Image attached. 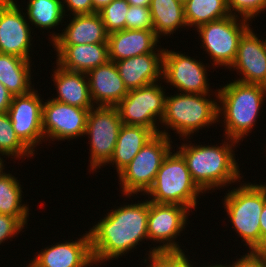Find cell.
Segmentation results:
<instances>
[{"mask_svg": "<svg viewBox=\"0 0 266 267\" xmlns=\"http://www.w3.org/2000/svg\"><path fill=\"white\" fill-rule=\"evenodd\" d=\"M177 1H179V2H181V3H183V4H185L188 0H177Z\"/></svg>", "mask_w": 266, "mask_h": 267, "instance_id": "cell-47", "label": "cell"}, {"mask_svg": "<svg viewBox=\"0 0 266 267\" xmlns=\"http://www.w3.org/2000/svg\"><path fill=\"white\" fill-rule=\"evenodd\" d=\"M261 251H266V201L260 214Z\"/></svg>", "mask_w": 266, "mask_h": 267, "instance_id": "cell-40", "label": "cell"}, {"mask_svg": "<svg viewBox=\"0 0 266 267\" xmlns=\"http://www.w3.org/2000/svg\"><path fill=\"white\" fill-rule=\"evenodd\" d=\"M25 225L17 218L10 215L0 214V245L8 239L16 237Z\"/></svg>", "mask_w": 266, "mask_h": 267, "instance_id": "cell-34", "label": "cell"}, {"mask_svg": "<svg viewBox=\"0 0 266 267\" xmlns=\"http://www.w3.org/2000/svg\"><path fill=\"white\" fill-rule=\"evenodd\" d=\"M159 39L153 30L125 29L109 33V60L116 62L147 53H164L165 48L157 47Z\"/></svg>", "mask_w": 266, "mask_h": 267, "instance_id": "cell-19", "label": "cell"}, {"mask_svg": "<svg viewBox=\"0 0 266 267\" xmlns=\"http://www.w3.org/2000/svg\"><path fill=\"white\" fill-rule=\"evenodd\" d=\"M115 208L88 231L93 262L97 266L125 256L144 239L148 241V200L126 202Z\"/></svg>", "mask_w": 266, "mask_h": 267, "instance_id": "cell-1", "label": "cell"}, {"mask_svg": "<svg viewBox=\"0 0 266 267\" xmlns=\"http://www.w3.org/2000/svg\"><path fill=\"white\" fill-rule=\"evenodd\" d=\"M122 121L116 107L95 106L88 112L85 136L90 141V171L108 166Z\"/></svg>", "mask_w": 266, "mask_h": 267, "instance_id": "cell-10", "label": "cell"}, {"mask_svg": "<svg viewBox=\"0 0 266 267\" xmlns=\"http://www.w3.org/2000/svg\"><path fill=\"white\" fill-rule=\"evenodd\" d=\"M187 257L183 250L170 251V267H193V263Z\"/></svg>", "mask_w": 266, "mask_h": 267, "instance_id": "cell-38", "label": "cell"}, {"mask_svg": "<svg viewBox=\"0 0 266 267\" xmlns=\"http://www.w3.org/2000/svg\"><path fill=\"white\" fill-rule=\"evenodd\" d=\"M243 182L228 189L222 205L243 246L247 245L249 251H261L260 214L266 201V184Z\"/></svg>", "mask_w": 266, "mask_h": 267, "instance_id": "cell-5", "label": "cell"}, {"mask_svg": "<svg viewBox=\"0 0 266 267\" xmlns=\"http://www.w3.org/2000/svg\"><path fill=\"white\" fill-rule=\"evenodd\" d=\"M184 12L188 29H196L202 24L230 15L227 0H188L184 4Z\"/></svg>", "mask_w": 266, "mask_h": 267, "instance_id": "cell-29", "label": "cell"}, {"mask_svg": "<svg viewBox=\"0 0 266 267\" xmlns=\"http://www.w3.org/2000/svg\"><path fill=\"white\" fill-rule=\"evenodd\" d=\"M153 31L161 39L187 27L184 4L177 0H151Z\"/></svg>", "mask_w": 266, "mask_h": 267, "instance_id": "cell-26", "label": "cell"}, {"mask_svg": "<svg viewBox=\"0 0 266 267\" xmlns=\"http://www.w3.org/2000/svg\"><path fill=\"white\" fill-rule=\"evenodd\" d=\"M201 193L204 194L193 181L183 157L177 151L171 150L164 158L152 187L145 195L154 203L177 204L195 211Z\"/></svg>", "mask_w": 266, "mask_h": 267, "instance_id": "cell-6", "label": "cell"}, {"mask_svg": "<svg viewBox=\"0 0 266 267\" xmlns=\"http://www.w3.org/2000/svg\"><path fill=\"white\" fill-rule=\"evenodd\" d=\"M163 87L155 82L129 90L115 106L122 124L142 126L151 129L155 134L160 133L158 126L164 116L166 99V89Z\"/></svg>", "mask_w": 266, "mask_h": 267, "instance_id": "cell-9", "label": "cell"}, {"mask_svg": "<svg viewBox=\"0 0 266 267\" xmlns=\"http://www.w3.org/2000/svg\"><path fill=\"white\" fill-rule=\"evenodd\" d=\"M200 267H202V266H200ZM203 267H226V265L225 264L223 265V264H219L218 263V264H215V265L214 264H211V265H208V266L207 265H204Z\"/></svg>", "mask_w": 266, "mask_h": 267, "instance_id": "cell-45", "label": "cell"}, {"mask_svg": "<svg viewBox=\"0 0 266 267\" xmlns=\"http://www.w3.org/2000/svg\"><path fill=\"white\" fill-rule=\"evenodd\" d=\"M226 267H263V251H248Z\"/></svg>", "mask_w": 266, "mask_h": 267, "instance_id": "cell-36", "label": "cell"}, {"mask_svg": "<svg viewBox=\"0 0 266 267\" xmlns=\"http://www.w3.org/2000/svg\"><path fill=\"white\" fill-rule=\"evenodd\" d=\"M113 0H92L93 9L95 12H99L105 6L109 5Z\"/></svg>", "mask_w": 266, "mask_h": 267, "instance_id": "cell-41", "label": "cell"}, {"mask_svg": "<svg viewBox=\"0 0 266 267\" xmlns=\"http://www.w3.org/2000/svg\"><path fill=\"white\" fill-rule=\"evenodd\" d=\"M16 0H0V53L31 60V28Z\"/></svg>", "mask_w": 266, "mask_h": 267, "instance_id": "cell-15", "label": "cell"}, {"mask_svg": "<svg viewBox=\"0 0 266 267\" xmlns=\"http://www.w3.org/2000/svg\"><path fill=\"white\" fill-rule=\"evenodd\" d=\"M154 135L155 133L149 128L123 124L108 164L114 165L118 174Z\"/></svg>", "mask_w": 266, "mask_h": 267, "instance_id": "cell-24", "label": "cell"}, {"mask_svg": "<svg viewBox=\"0 0 266 267\" xmlns=\"http://www.w3.org/2000/svg\"><path fill=\"white\" fill-rule=\"evenodd\" d=\"M72 16L70 17L72 19L69 20L70 23L66 25L62 33L53 32L51 34L50 32L49 39L52 45L108 43V33L99 12Z\"/></svg>", "mask_w": 266, "mask_h": 267, "instance_id": "cell-18", "label": "cell"}, {"mask_svg": "<svg viewBox=\"0 0 266 267\" xmlns=\"http://www.w3.org/2000/svg\"><path fill=\"white\" fill-rule=\"evenodd\" d=\"M129 6L126 0H113L99 11L108 34L126 29V13Z\"/></svg>", "mask_w": 266, "mask_h": 267, "instance_id": "cell-31", "label": "cell"}, {"mask_svg": "<svg viewBox=\"0 0 266 267\" xmlns=\"http://www.w3.org/2000/svg\"><path fill=\"white\" fill-rule=\"evenodd\" d=\"M164 53H147L116 61V68L128 90L161 83Z\"/></svg>", "mask_w": 266, "mask_h": 267, "instance_id": "cell-21", "label": "cell"}, {"mask_svg": "<svg viewBox=\"0 0 266 267\" xmlns=\"http://www.w3.org/2000/svg\"><path fill=\"white\" fill-rule=\"evenodd\" d=\"M250 21L229 15L197 27L201 48L211 58V64L227 69L233 64L243 34L250 28ZM202 39V40H201Z\"/></svg>", "mask_w": 266, "mask_h": 267, "instance_id": "cell-8", "label": "cell"}, {"mask_svg": "<svg viewBox=\"0 0 266 267\" xmlns=\"http://www.w3.org/2000/svg\"><path fill=\"white\" fill-rule=\"evenodd\" d=\"M42 105V131L45 141H65L85 137L90 109L46 99ZM56 139V140H55Z\"/></svg>", "mask_w": 266, "mask_h": 267, "instance_id": "cell-13", "label": "cell"}, {"mask_svg": "<svg viewBox=\"0 0 266 267\" xmlns=\"http://www.w3.org/2000/svg\"><path fill=\"white\" fill-rule=\"evenodd\" d=\"M91 99L95 106L115 107L129 92L116 63L108 61L87 73Z\"/></svg>", "mask_w": 266, "mask_h": 267, "instance_id": "cell-20", "label": "cell"}, {"mask_svg": "<svg viewBox=\"0 0 266 267\" xmlns=\"http://www.w3.org/2000/svg\"><path fill=\"white\" fill-rule=\"evenodd\" d=\"M17 177L4 173L0 177V214L17 217L26 227L29 221V204L22 203V188Z\"/></svg>", "mask_w": 266, "mask_h": 267, "instance_id": "cell-27", "label": "cell"}, {"mask_svg": "<svg viewBox=\"0 0 266 267\" xmlns=\"http://www.w3.org/2000/svg\"><path fill=\"white\" fill-rule=\"evenodd\" d=\"M129 5L150 7L151 0H126Z\"/></svg>", "mask_w": 266, "mask_h": 267, "instance_id": "cell-42", "label": "cell"}, {"mask_svg": "<svg viewBox=\"0 0 266 267\" xmlns=\"http://www.w3.org/2000/svg\"><path fill=\"white\" fill-rule=\"evenodd\" d=\"M77 240H66L41 249L33 258L42 267H91L93 258L89 233L85 231ZM91 265V266H90Z\"/></svg>", "mask_w": 266, "mask_h": 267, "instance_id": "cell-17", "label": "cell"}, {"mask_svg": "<svg viewBox=\"0 0 266 267\" xmlns=\"http://www.w3.org/2000/svg\"><path fill=\"white\" fill-rule=\"evenodd\" d=\"M263 267H266V251H263Z\"/></svg>", "mask_w": 266, "mask_h": 267, "instance_id": "cell-46", "label": "cell"}, {"mask_svg": "<svg viewBox=\"0 0 266 267\" xmlns=\"http://www.w3.org/2000/svg\"><path fill=\"white\" fill-rule=\"evenodd\" d=\"M227 6L230 15L251 21L266 10V0H227Z\"/></svg>", "mask_w": 266, "mask_h": 267, "instance_id": "cell-32", "label": "cell"}, {"mask_svg": "<svg viewBox=\"0 0 266 267\" xmlns=\"http://www.w3.org/2000/svg\"><path fill=\"white\" fill-rule=\"evenodd\" d=\"M126 15V29L153 30V22L149 7L130 5Z\"/></svg>", "mask_w": 266, "mask_h": 267, "instance_id": "cell-33", "label": "cell"}, {"mask_svg": "<svg viewBox=\"0 0 266 267\" xmlns=\"http://www.w3.org/2000/svg\"><path fill=\"white\" fill-rule=\"evenodd\" d=\"M56 63L69 71L88 73L109 61L108 43L85 45H52Z\"/></svg>", "mask_w": 266, "mask_h": 267, "instance_id": "cell-22", "label": "cell"}, {"mask_svg": "<svg viewBox=\"0 0 266 267\" xmlns=\"http://www.w3.org/2000/svg\"><path fill=\"white\" fill-rule=\"evenodd\" d=\"M34 155L35 153L16 135L8 113H0V157L11 156L13 159L21 160Z\"/></svg>", "mask_w": 266, "mask_h": 267, "instance_id": "cell-30", "label": "cell"}, {"mask_svg": "<svg viewBox=\"0 0 266 267\" xmlns=\"http://www.w3.org/2000/svg\"><path fill=\"white\" fill-rule=\"evenodd\" d=\"M220 87L214 96L218 99V118H224L223 136L241 142L256 126V118L266 101V87L235 79Z\"/></svg>", "mask_w": 266, "mask_h": 267, "instance_id": "cell-3", "label": "cell"}, {"mask_svg": "<svg viewBox=\"0 0 266 267\" xmlns=\"http://www.w3.org/2000/svg\"><path fill=\"white\" fill-rule=\"evenodd\" d=\"M223 138L226 140L224 139L220 146L182 143L177 147V152L185 160L193 181L204 193L227 188L243 178L234 151L240 144L236 140Z\"/></svg>", "mask_w": 266, "mask_h": 267, "instance_id": "cell-2", "label": "cell"}, {"mask_svg": "<svg viewBox=\"0 0 266 267\" xmlns=\"http://www.w3.org/2000/svg\"><path fill=\"white\" fill-rule=\"evenodd\" d=\"M4 159L3 157H0V177L5 173L4 170H5V164H4ZM4 169V170H3Z\"/></svg>", "mask_w": 266, "mask_h": 267, "instance_id": "cell-43", "label": "cell"}, {"mask_svg": "<svg viewBox=\"0 0 266 267\" xmlns=\"http://www.w3.org/2000/svg\"><path fill=\"white\" fill-rule=\"evenodd\" d=\"M26 267H42L38 262H36L34 259L30 260V263Z\"/></svg>", "mask_w": 266, "mask_h": 267, "instance_id": "cell-44", "label": "cell"}, {"mask_svg": "<svg viewBox=\"0 0 266 267\" xmlns=\"http://www.w3.org/2000/svg\"><path fill=\"white\" fill-rule=\"evenodd\" d=\"M170 139L164 134H155L132 161L118 173L122 196L130 198L139 193L145 196L152 187L164 158L173 150L171 144L173 142Z\"/></svg>", "mask_w": 266, "mask_h": 267, "instance_id": "cell-7", "label": "cell"}, {"mask_svg": "<svg viewBox=\"0 0 266 267\" xmlns=\"http://www.w3.org/2000/svg\"><path fill=\"white\" fill-rule=\"evenodd\" d=\"M146 255H148V258L144 259V263L147 261L146 267H170V251H160Z\"/></svg>", "mask_w": 266, "mask_h": 267, "instance_id": "cell-37", "label": "cell"}, {"mask_svg": "<svg viewBox=\"0 0 266 267\" xmlns=\"http://www.w3.org/2000/svg\"><path fill=\"white\" fill-rule=\"evenodd\" d=\"M210 95L180 92L167 95L164 116L160 122L167 130H160V133L172 138L168 132V129H172L185 142L193 133H199L200 129L221 123L222 119L218 118V99H212Z\"/></svg>", "mask_w": 266, "mask_h": 267, "instance_id": "cell-4", "label": "cell"}, {"mask_svg": "<svg viewBox=\"0 0 266 267\" xmlns=\"http://www.w3.org/2000/svg\"><path fill=\"white\" fill-rule=\"evenodd\" d=\"M13 94L0 82V113H7Z\"/></svg>", "mask_w": 266, "mask_h": 267, "instance_id": "cell-39", "label": "cell"}, {"mask_svg": "<svg viewBox=\"0 0 266 267\" xmlns=\"http://www.w3.org/2000/svg\"><path fill=\"white\" fill-rule=\"evenodd\" d=\"M43 102L38 91L32 89L27 94L13 96L7 112L16 135L33 153L45 141L42 131Z\"/></svg>", "mask_w": 266, "mask_h": 267, "instance_id": "cell-14", "label": "cell"}, {"mask_svg": "<svg viewBox=\"0 0 266 267\" xmlns=\"http://www.w3.org/2000/svg\"><path fill=\"white\" fill-rule=\"evenodd\" d=\"M191 210L177 204H159L148 200V239L159 243L149 249V254L160 251L183 250L176 242L177 236L186 229Z\"/></svg>", "mask_w": 266, "mask_h": 267, "instance_id": "cell-11", "label": "cell"}, {"mask_svg": "<svg viewBox=\"0 0 266 267\" xmlns=\"http://www.w3.org/2000/svg\"><path fill=\"white\" fill-rule=\"evenodd\" d=\"M209 66L181 52L164 50L162 79L178 93L209 94ZM207 74V75H206Z\"/></svg>", "mask_w": 266, "mask_h": 267, "instance_id": "cell-12", "label": "cell"}, {"mask_svg": "<svg viewBox=\"0 0 266 267\" xmlns=\"http://www.w3.org/2000/svg\"><path fill=\"white\" fill-rule=\"evenodd\" d=\"M52 77L57 97L51 99L80 108L95 107L91 99L86 73L69 71L56 63Z\"/></svg>", "mask_w": 266, "mask_h": 267, "instance_id": "cell-23", "label": "cell"}, {"mask_svg": "<svg viewBox=\"0 0 266 267\" xmlns=\"http://www.w3.org/2000/svg\"><path fill=\"white\" fill-rule=\"evenodd\" d=\"M32 60L0 53V82L15 96L29 93L33 88Z\"/></svg>", "mask_w": 266, "mask_h": 267, "instance_id": "cell-25", "label": "cell"}, {"mask_svg": "<svg viewBox=\"0 0 266 267\" xmlns=\"http://www.w3.org/2000/svg\"><path fill=\"white\" fill-rule=\"evenodd\" d=\"M253 28L241 37L236 57L228 68L240 73L236 81L266 87V39H259Z\"/></svg>", "mask_w": 266, "mask_h": 267, "instance_id": "cell-16", "label": "cell"}, {"mask_svg": "<svg viewBox=\"0 0 266 267\" xmlns=\"http://www.w3.org/2000/svg\"><path fill=\"white\" fill-rule=\"evenodd\" d=\"M62 6L65 12L71 15L95 13L92 0H62Z\"/></svg>", "mask_w": 266, "mask_h": 267, "instance_id": "cell-35", "label": "cell"}, {"mask_svg": "<svg viewBox=\"0 0 266 267\" xmlns=\"http://www.w3.org/2000/svg\"><path fill=\"white\" fill-rule=\"evenodd\" d=\"M25 8L26 19L35 28L55 29L67 14H64L62 0H28Z\"/></svg>", "mask_w": 266, "mask_h": 267, "instance_id": "cell-28", "label": "cell"}]
</instances>
